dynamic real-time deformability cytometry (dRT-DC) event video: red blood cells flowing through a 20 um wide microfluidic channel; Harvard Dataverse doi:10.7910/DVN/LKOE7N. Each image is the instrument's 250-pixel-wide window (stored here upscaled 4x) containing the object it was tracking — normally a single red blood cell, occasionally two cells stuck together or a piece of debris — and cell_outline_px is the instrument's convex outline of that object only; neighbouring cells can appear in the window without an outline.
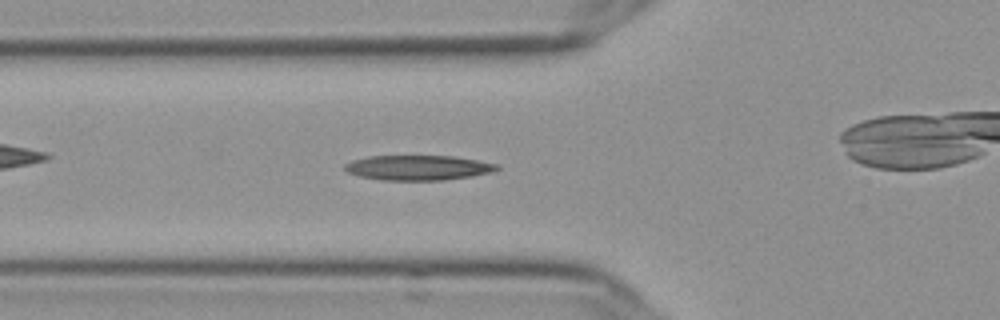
{"species": "Egyptian fruit bat (a non-hibernating species)", "species_latin": "Rousettus aegyptiacus", "temperature_condition": "cold", "stored_images_in_passage": 56, "camera_frame_rate_fps": 3000, "um_per_image_px": 0.085, "frame": {"image": 1, "passage_image": 20, "time_ms": 6.333, "image_size_px": [1000, 320], "cell_outline_px": [[500, 168], [492, 172], [472, 176], [444, 180], [384, 180], [360, 176], [348, 172], [344, 168], [344, 164], [352, 160], [368, 156], [452, 156], [476, 160], [496, 164]], "centroid_in_image_um": [35.52, 14.25], "position_along_channel_um": 90.3, "area_um2": 21.96}}
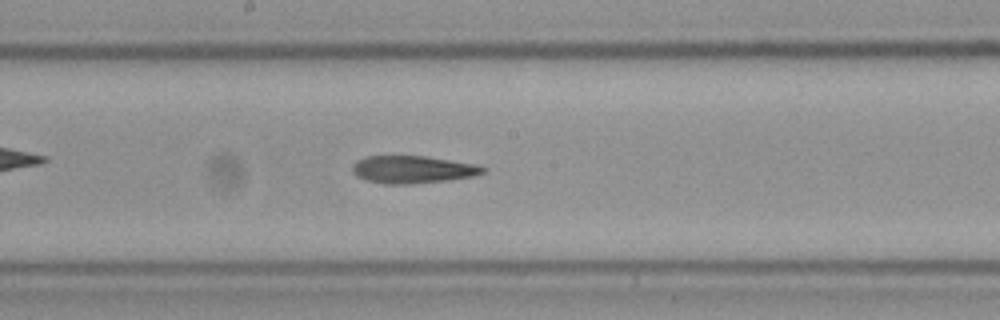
{"frame": {"image": 2, "passage_image": 30, "time_ms": 9.667, "image_size_px": [1000, 320], "cell_outline_px": [[484, 172], [472, 176], [448, 180], [412, 184], [384, 184], [368, 180], [356, 176], [352, 172], [352, 164], [356, 160], [364, 156], [424, 156], [472, 164], [484, 168]], "centroid_in_image_um": [34.97, 14.41], "position_along_channel_um": 213.2, "area_um2": 20.69}}
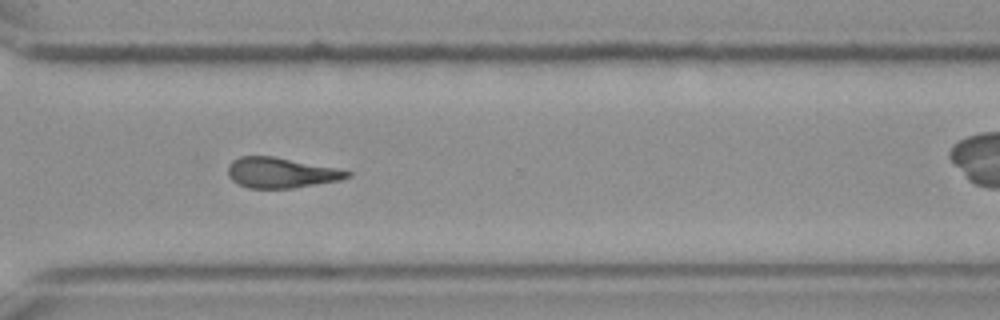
{"frame": {"image": 3, "passage_image": 41, "time_ms": 13.333, "image_size_px": [1000, 320], "cell_outline_px": [[352, 176], [340, 180], [292, 188], [248, 188], [232, 180], [228, 176], [228, 164], [232, 160], [240, 156], [272, 156], [352, 172]], "centroid_in_image_um": [23.83, 14.69], "position_along_channel_um": 346.8, "area_um2": 20.75}}